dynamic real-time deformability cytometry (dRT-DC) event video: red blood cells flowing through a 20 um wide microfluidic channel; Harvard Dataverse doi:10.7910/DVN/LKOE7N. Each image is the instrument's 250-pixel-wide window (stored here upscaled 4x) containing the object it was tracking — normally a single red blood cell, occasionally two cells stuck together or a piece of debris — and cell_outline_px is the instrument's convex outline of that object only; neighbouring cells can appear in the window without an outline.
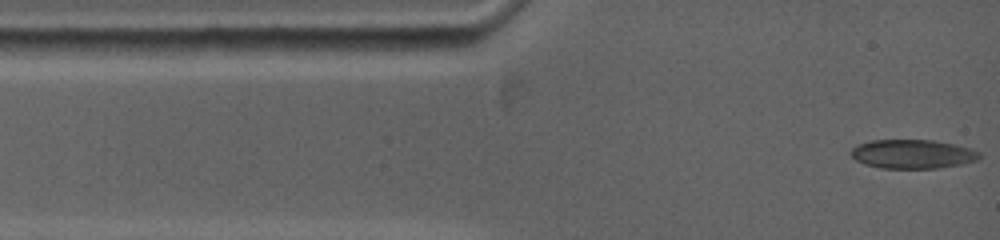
{"species": "common noctule bat (a hibernating species)", "species_latin": "Nyctalus noctula", "temperature_condition": "warm", "stored_images_in_passage": 84, "camera_frame_rate_fps": 5000, "um_per_image_px": 0.085, "animal": {"sex": "female", "body_mass_g": 19.0, "forearm_length_mm": 53.3}, "frame": {"image": 1, "passage_image": 1, "time_ms": 0.0, "image_size_px": [1000, 240], "cell_outline_px": [[980, 156], [976, 160], [960, 164], [936, 168], [880, 168], [864, 164], [856, 160], [848, 152], [852, 148], [860, 144], [872, 140], [932, 140], [952, 144], [968, 148], [980, 152]], "centroid_in_image_um": [77.52, 13.09], "position_along_channel_um": 7.5, "area_um2": 21.44}}
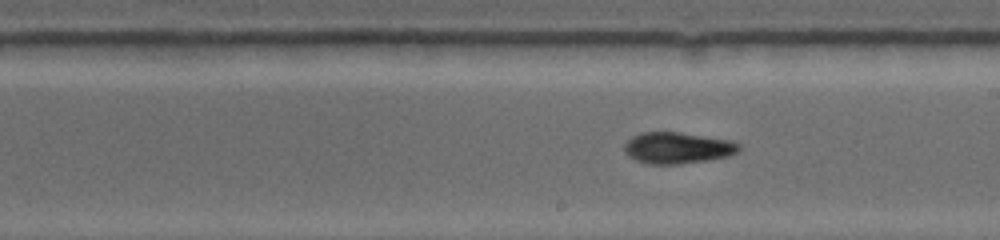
{"frame": {"image": 2, "passage_image": 36, "time_ms": 7.0, "image_size_px": [1000, 240], "cell_outline_px": [[740, 148], [736, 152], [724, 156], [704, 160], [676, 164], [652, 164], [640, 160], [632, 156], [624, 148], [624, 144], [632, 136], [644, 132], [680, 132], [724, 140], [740, 144]], "centroid_in_image_um": [57.55, 12.55], "position_along_channel_um": 231.4, "area_um2": 20.0}}
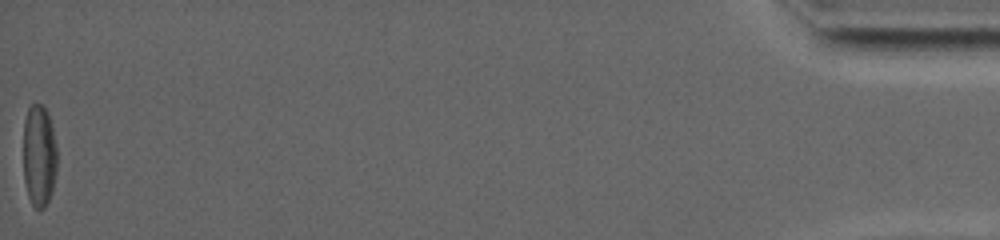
{"frame": {"image": 3, "passage_image": 84, "time_ms": 16.6, "image_size_px": [1000, 240], "cell_outline_px": [[56, 172], [52, 192], [44, 208], [36, 208], [32, 204], [28, 196], [24, 180], [24, 120], [28, 108], [32, 104], [44, 104], [48, 112], [56, 144]], "centroid_in_image_um": [3.32, 13.2], "position_along_channel_um": 431.9, "area_um2": 20.11}, "authors_computed_cell_mechanics": {"area_um2": 20.1144, "velocity_mm_per_s": 3.8286, "shape_relaxation_time_tau1_ms": 3.9924, "shape_relaxation_time_tau2_ms": 3.6518, "deformation_change_tau1": 0.1595, "deformation_change_tau2": 0.0947}}